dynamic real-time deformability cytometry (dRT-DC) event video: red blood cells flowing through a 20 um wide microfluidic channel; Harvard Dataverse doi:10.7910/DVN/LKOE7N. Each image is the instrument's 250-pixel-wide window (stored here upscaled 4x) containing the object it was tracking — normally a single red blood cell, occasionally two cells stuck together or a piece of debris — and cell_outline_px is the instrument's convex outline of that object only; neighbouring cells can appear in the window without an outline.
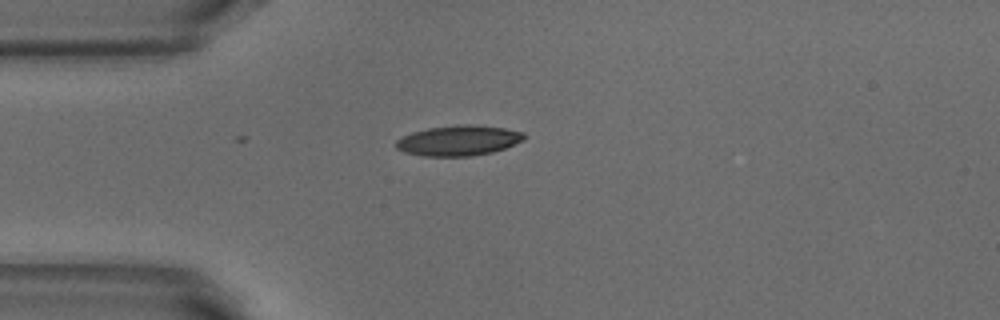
{"species": "common noctule bat (a hibernating species)", "species_latin": "Nyctalus noctula", "temperature_condition": "warm", "stored_images_in_passage": 22, "camera_frame_rate_fps": 3000, "um_per_image_px": 0.085, "animal": {"sex": "male", "body_mass_g": 18.8}, "frame": {"image": 1, "passage_image": 1, "time_ms": 0.0, "image_size_px": [1000, 320], "cell_outline_px": [[528, 136], [524, 140], [504, 148], [492, 152], [472, 156], [424, 156], [404, 152], [396, 148], [396, 140], [412, 132], [428, 128], [456, 124], [472, 124], [504, 128], [524, 132]], "centroid_in_image_um": [39.0, 11.93], "position_along_channel_um": 46.0, "area_um2": 22.72}}
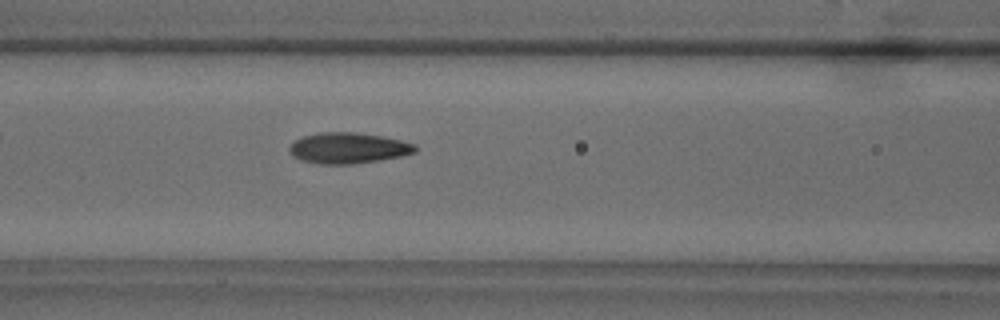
{"frame": {"image": 2, "passage_image": 9, "time_ms": 2.667, "image_size_px": [1000, 320], "cell_outline_px": [[416, 152], [400, 156], [352, 164], [320, 164], [300, 160], [292, 156], [288, 148], [296, 140], [304, 136], [320, 132], [356, 132], [380, 136], [400, 140], [416, 144]], "centroid_in_image_um": [29.57, 12.58], "position_along_channel_um": 137.0, "area_um2": 22.43}}
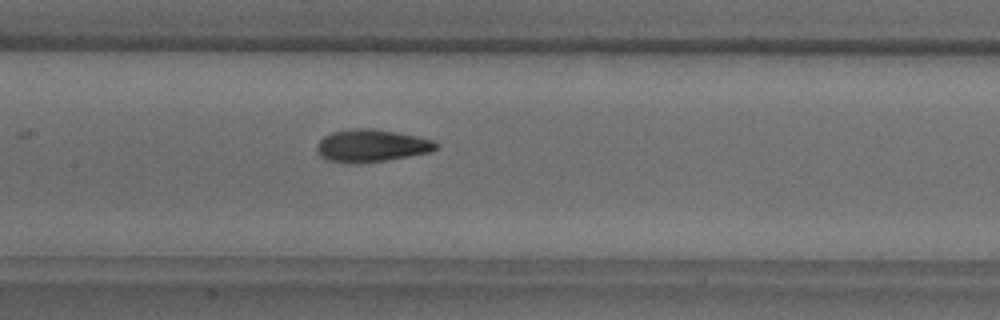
{"frame": {"image": 3, "passage_image": 12, "time_ms": 3.667, "image_size_px": [1000, 320], "cell_outline_px": [[440, 148], [432, 152], [360, 164], [348, 164], [328, 160], [320, 156], [316, 148], [316, 144], [324, 136], [332, 132], [348, 128], [372, 128], [396, 132], [416, 136], [432, 140], [440, 144]], "centroid_in_image_um": [31.57, 12.38], "position_along_channel_um": 175.8, "area_um2": 22.89}}